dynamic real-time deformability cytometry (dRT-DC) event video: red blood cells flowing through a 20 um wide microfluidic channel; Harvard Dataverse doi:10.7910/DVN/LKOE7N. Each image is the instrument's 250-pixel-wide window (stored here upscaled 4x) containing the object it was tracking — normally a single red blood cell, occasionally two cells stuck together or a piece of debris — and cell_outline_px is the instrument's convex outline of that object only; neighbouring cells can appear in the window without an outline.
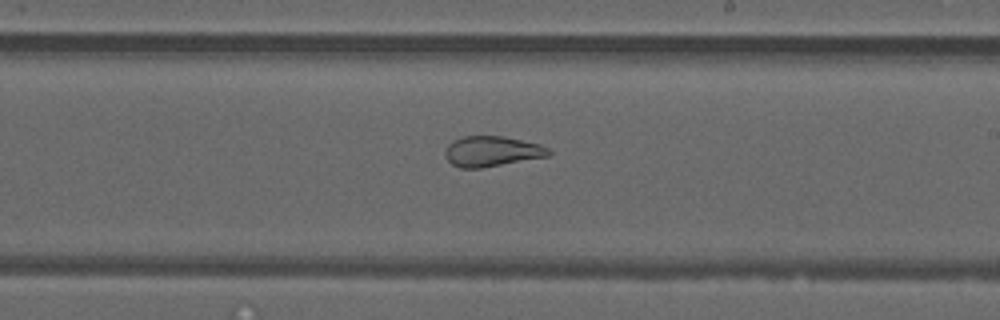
{"species": "common noctule bat (a hibernating species)", "species_latin": "Nyctalus noctula", "temperature_condition": "warm", "stored_images_in_passage": 51, "camera_frame_rate_fps": 3000, "um_per_image_px": 0.085, "animal": {"sex": "male", "forearm_length_mm": 52.5}, "frame": {"image": 1, "passage_image": 30, "time_ms": 9.667, "image_size_px": [1000, 320], "cell_outline_px": [[552, 156], [480, 168], [460, 168], [452, 164], [444, 156], [444, 152], [448, 144], [452, 140], [464, 136], [504, 136], [540, 144], [548, 148], [552, 152]], "centroid_in_image_um": [41.82, 12.86], "position_along_channel_um": 247.2, "area_um2": 18.55}, "authors_computed_cell_mechanics": {"area_um2": 24.6228, "velocity_mm_per_s": 4.0222, "shape_relaxation_time_tau1_ms": null, "shape_relaxation_time_tau2_ms": 1.5461, "deformation_change_tau1": null, "deformation_change_tau2": 0.0916}}